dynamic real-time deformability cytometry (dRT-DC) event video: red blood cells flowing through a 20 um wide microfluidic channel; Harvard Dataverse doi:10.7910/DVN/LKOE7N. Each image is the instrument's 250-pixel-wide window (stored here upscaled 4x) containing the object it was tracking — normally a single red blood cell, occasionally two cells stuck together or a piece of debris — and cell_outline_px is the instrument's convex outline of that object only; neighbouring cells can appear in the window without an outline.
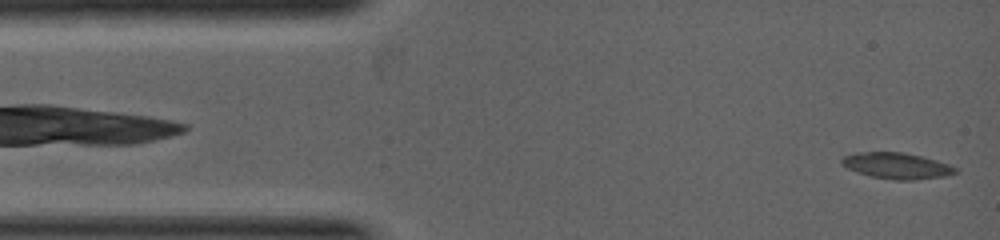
{"species": "common noctule bat (a hibernating species)", "species_latin": "Nyctalus noctula", "temperature_condition": "warm", "stored_images_in_passage": 11, "camera_frame_rate_fps": 5000, "um_per_image_px": 0.085, "animal": {"sex": "female", "body_mass_g": 19.0, "forearm_length_mm": 53.3}, "frame": {"image": 1, "passage_image": 1, "time_ms": 0.0, "image_size_px": [1000, 240], "cell_outline_px": [[956, 172], [948, 176], [912, 180], [896, 180], [872, 176], [856, 172], [840, 164], [840, 160], [844, 156], [856, 152], [900, 152], [920, 156], [936, 160], [948, 164], [956, 168]], "centroid_in_image_um": [76.19, 14.09], "position_along_channel_um": 8.8, "area_um2": 17.17}}
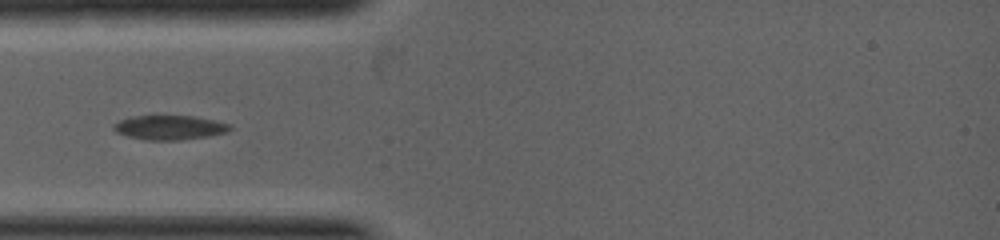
{"frame": {"image": 2, "passage_image": 7, "time_ms": 1.8, "image_size_px": [1000, 240], "cell_outline_px": [[232, 128], [228, 132], [208, 136], [180, 140], [144, 140], [128, 136], [116, 132], [112, 128], [112, 124], [120, 120], [132, 116], [196, 116], [232, 124]], "centroid_in_image_um": [14.42, 10.84], "position_along_channel_um": 70.6, "area_um2": 16.65}}
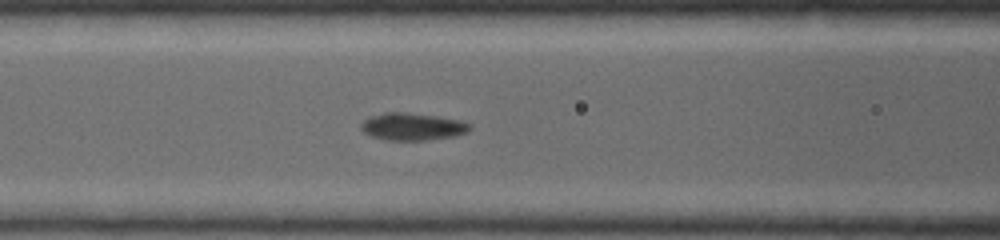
{"frame": {"image": 3, "passage_image": 10, "time_ms": 2.6, "image_size_px": [1000, 240], "cell_outline_px": [[472, 128], [468, 132], [456, 136], [424, 140], [388, 140], [372, 136], [364, 132], [360, 128], [360, 124], [368, 116], [384, 112], [404, 112], [436, 116], [460, 120], [472, 124]], "centroid_in_image_um": [35.07, 10.75], "position_along_channel_um": 131.5, "area_um2": 17.46}}